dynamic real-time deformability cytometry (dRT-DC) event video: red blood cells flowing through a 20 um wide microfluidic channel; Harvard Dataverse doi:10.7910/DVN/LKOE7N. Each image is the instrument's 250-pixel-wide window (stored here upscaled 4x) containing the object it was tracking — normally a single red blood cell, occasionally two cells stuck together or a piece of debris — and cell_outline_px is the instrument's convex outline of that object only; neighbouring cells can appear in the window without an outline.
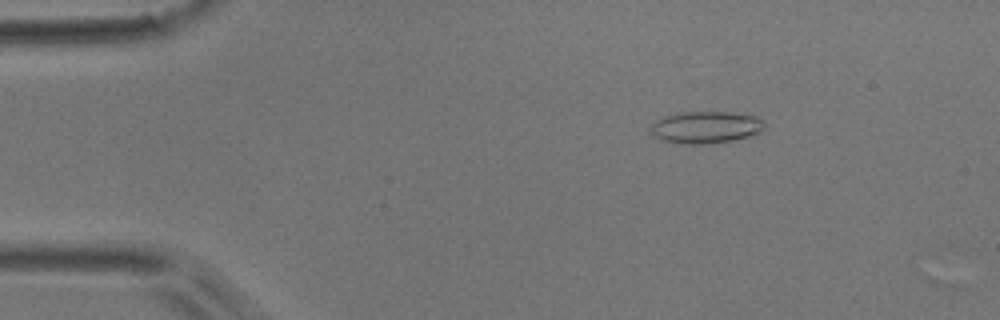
{"species": "common noctule bat (a hibernating species)", "species_latin": "Nyctalus noctula", "temperature_condition": "room temperature", "stored_images_in_passage": 4, "camera_frame_rate_fps": 3000, "um_per_image_px": 0.085, "animal": {"sex": "male", "body_mass_g": 17.9}, "frame": {"image": 1, "passage_image": 3, "time_ms": 0.667, "image_size_px": [1000, 320], "cell_outline_px": [[764, 128], [760, 132], [748, 136], [732, 140], [712, 144], [688, 144], [660, 140], [652, 132], [652, 124], [656, 120], [664, 116], [680, 112], [728, 112], [756, 116], [764, 124]], "centroid_in_image_um": [59.98, 10.82], "position_along_channel_um": 25.0, "area_um2": 21.04}}